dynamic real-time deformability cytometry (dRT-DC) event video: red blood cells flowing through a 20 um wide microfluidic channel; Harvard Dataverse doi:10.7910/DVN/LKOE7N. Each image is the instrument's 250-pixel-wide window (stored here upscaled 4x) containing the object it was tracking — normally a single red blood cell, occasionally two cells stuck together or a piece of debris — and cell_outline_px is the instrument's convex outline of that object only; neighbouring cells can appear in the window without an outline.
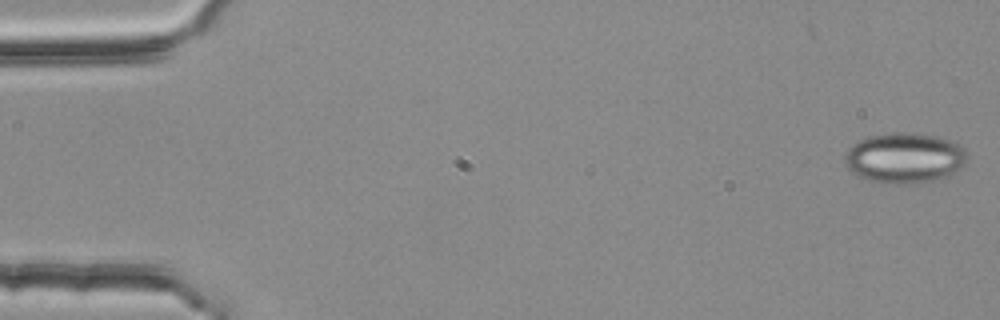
{"species": "common noctule bat (a hibernating species)", "species_latin": "Nyctalus noctula", "temperature_condition": "room temperature", "stored_images_in_passage": 54, "camera_frame_rate_fps": 3000, "um_per_image_px": 0.085, "animal": {"sex": "female", "body_mass_g": 25.1}, "frame": {"image": 1, "passage_image": 1, "time_ms": 0.0, "image_size_px": [1000, 320], "cell_outline_px": [[968, 156], [964, 164], [960, 168], [936, 180], [916, 184], [888, 184], [868, 180], [856, 176], [844, 164], [844, 156], [848, 148], [856, 140], [868, 136], [896, 132], [904, 132], [936, 136], [948, 140], [964, 148]], "centroid_in_image_um": [76.82, 13.44], "position_along_channel_um": 8.2, "area_um2": 36.18}}
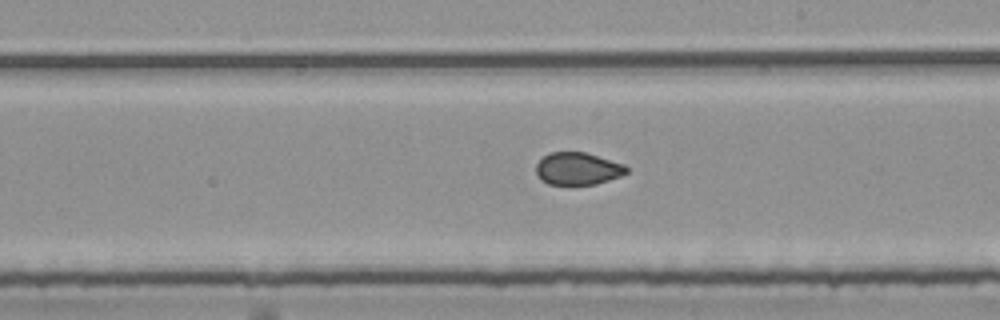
{"frame": {"image": 2, "passage_image": 31, "time_ms": 10.0, "image_size_px": [1000, 320], "cell_outline_px": [[628, 172], [620, 176], [596, 184], [548, 184], [540, 180], [536, 172], [536, 164], [548, 152], [588, 152], [624, 164], [628, 168]], "centroid_in_image_um": [49.11, 14.32], "position_along_channel_um": 239.9, "area_um2": 17.17}}
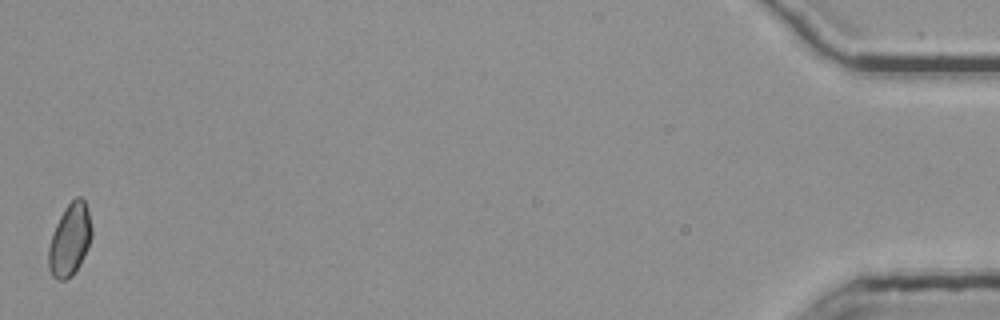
{"frame": {"image": 3, "passage_image": 54, "time_ms": 17.667, "image_size_px": [1000, 320], "cell_outline_px": [[92, 236], [88, 248], [80, 264], [72, 276], [64, 280], [56, 280], [52, 276], [48, 268], [48, 248], [56, 224], [64, 208], [76, 196], [80, 196], [84, 200], [88, 212], [92, 228]], "centroid_in_image_um": [5.93, 20.4], "position_along_channel_um": 429.3, "area_um2": 18.21}, "authors_computed_cell_mechanics": {"area_um2": 18.207, "velocity_mm_per_s": 3.7626, "shape_relaxation_time_tau1_ms": null, "shape_relaxation_time_tau2_ms": 2.2139, "deformation_change_tau1": null, "deformation_change_tau2": 0.064}}